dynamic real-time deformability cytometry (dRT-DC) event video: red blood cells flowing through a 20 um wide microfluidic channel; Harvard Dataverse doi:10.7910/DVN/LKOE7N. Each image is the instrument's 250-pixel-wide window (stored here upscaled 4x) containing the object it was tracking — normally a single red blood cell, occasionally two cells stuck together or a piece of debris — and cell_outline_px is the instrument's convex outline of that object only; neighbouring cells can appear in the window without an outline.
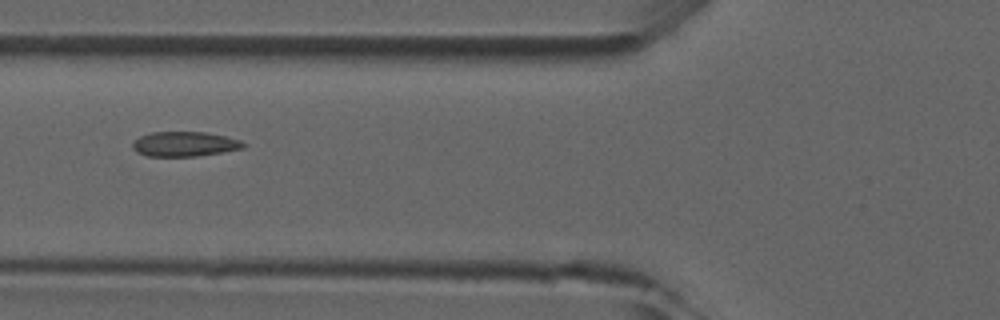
{"species": "common noctule bat (a hibernating species)", "species_latin": "Nyctalus noctula", "temperature_condition": "room temperature", "stored_images_in_passage": 4, "camera_frame_rate_fps": 3000, "um_per_image_px": 0.085, "animal": {"sex": "male", "forearm_length_mm": 52.5}, "frame": {"image": 1, "passage_image": 4, "time_ms": 4.333, "image_size_px": [1000, 320], "cell_outline_px": [[244, 148], [196, 156], [148, 156], [136, 152], [132, 148], [132, 144], [140, 136], [152, 132], [204, 132], [224, 136], [240, 140], [244, 144]], "centroid_in_image_um": [15.65, 12.24], "position_along_channel_um": 110.1, "area_um2": 15.78}}